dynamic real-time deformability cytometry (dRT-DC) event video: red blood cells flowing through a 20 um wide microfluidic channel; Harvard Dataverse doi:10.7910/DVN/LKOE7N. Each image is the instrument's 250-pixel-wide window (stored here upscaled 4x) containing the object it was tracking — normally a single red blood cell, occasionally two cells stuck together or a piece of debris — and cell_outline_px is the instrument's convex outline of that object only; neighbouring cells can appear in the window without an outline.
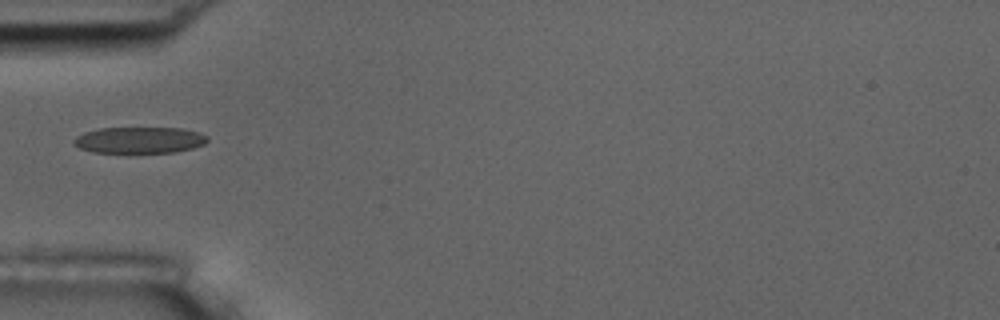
{"species": "common noctule bat (a hibernating species)", "species_latin": "Nyctalus noctula", "temperature_condition": "room temperature", "stored_images_in_passage": 5, "camera_frame_rate_fps": 3000, "um_per_image_px": 0.085, "animal": {"sex": "male", "body_mass_g": 17.5, "forearm_length_mm": 52.3}, "frame": {"image": 1, "passage_image": 5, "time_ms": 4.667, "image_size_px": [1000, 320], "cell_outline_px": [[208, 140], [204, 144], [192, 148], [176, 152], [92, 152], [80, 148], [72, 144], [72, 140], [76, 136], [84, 132], [100, 128], [184, 128], [208, 136]], "centroid_in_image_um": [11.82, 11.9], "position_along_channel_um": 73.2, "area_um2": 20.46}}